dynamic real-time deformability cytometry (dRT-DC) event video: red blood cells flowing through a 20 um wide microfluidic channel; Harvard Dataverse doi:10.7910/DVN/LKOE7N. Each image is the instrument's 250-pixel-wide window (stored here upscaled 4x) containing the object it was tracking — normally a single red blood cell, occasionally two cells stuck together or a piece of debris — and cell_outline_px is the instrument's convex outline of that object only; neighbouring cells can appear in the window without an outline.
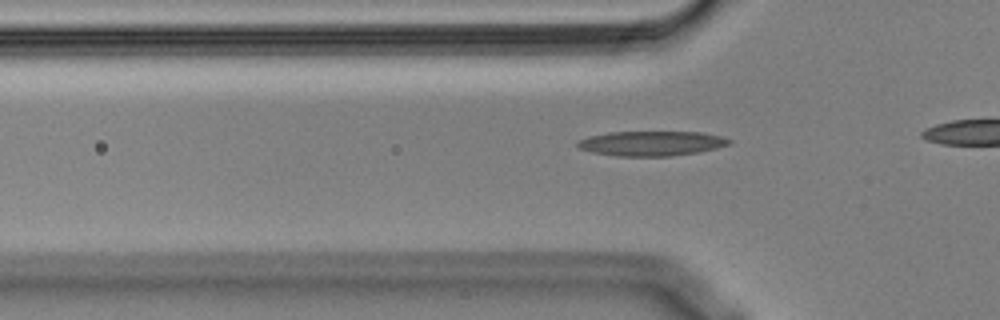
{"species": "Egyptian fruit bat (a non-hibernating species)", "species_latin": "Rousettus aegyptiacus", "temperature_condition": "cold", "stored_images_in_passage": 37, "camera_frame_rate_fps": 3000, "um_per_image_px": 0.085, "animal": {"sex": "male"}, "frame": {"image": 1, "passage_image": 11, "time_ms": 3.333, "image_size_px": [1000, 320], "cell_outline_px": [[732, 144], [716, 148], [696, 152], [668, 156], [616, 156], [592, 152], [576, 148], [576, 144], [580, 140], [588, 136], [608, 132], [700, 132], [720, 136], [732, 140]], "centroid_in_image_um": [55.34, 12.19], "position_along_channel_um": 70.5, "area_um2": 21.85}}
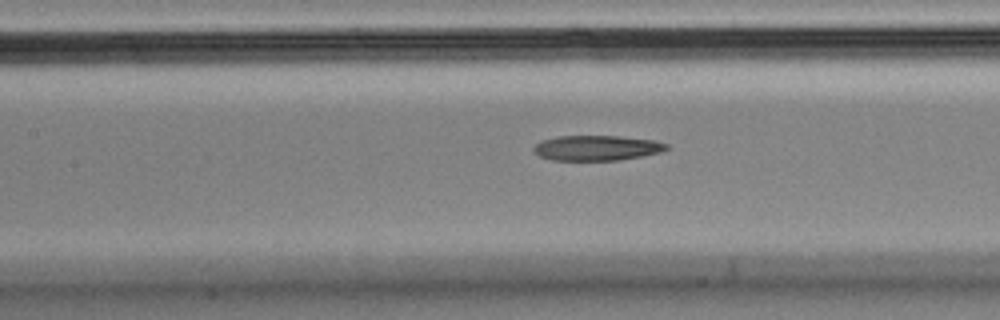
{"frame": {"image": 2, "passage_image": 18, "time_ms": 5.667, "image_size_px": [1000, 320], "cell_outline_px": [[668, 148], [660, 152], [620, 160], [552, 160], [540, 156], [532, 148], [540, 140], [560, 136], [620, 136], [652, 140], [668, 144]], "centroid_in_image_um": [50.7, 12.57], "position_along_channel_um": 156.7, "area_um2": 19.31}}
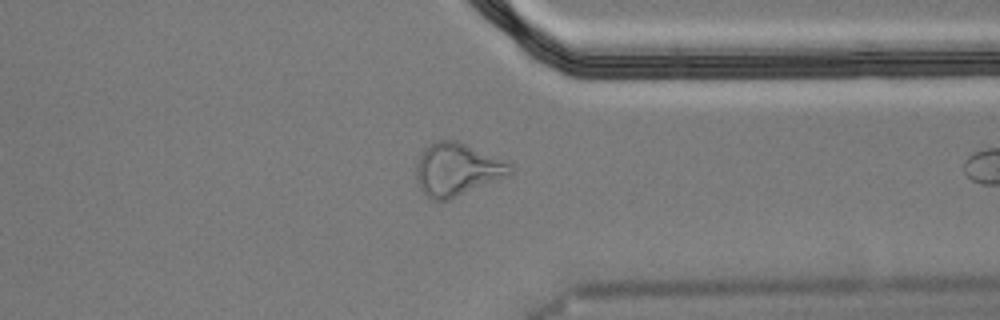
{"frame": {"image": 3, "passage_image": 36, "time_ms": 11.667, "image_size_px": [1000, 320], "cell_outline_px": [[516, 168], [508, 176], [448, 200], [432, 200], [416, 184], [416, 164], [424, 148], [428, 144], [436, 140], [456, 140], [508, 160]], "centroid_in_image_um": [38.88, 14.38], "position_along_channel_um": 372.5, "area_um2": 29.25}}